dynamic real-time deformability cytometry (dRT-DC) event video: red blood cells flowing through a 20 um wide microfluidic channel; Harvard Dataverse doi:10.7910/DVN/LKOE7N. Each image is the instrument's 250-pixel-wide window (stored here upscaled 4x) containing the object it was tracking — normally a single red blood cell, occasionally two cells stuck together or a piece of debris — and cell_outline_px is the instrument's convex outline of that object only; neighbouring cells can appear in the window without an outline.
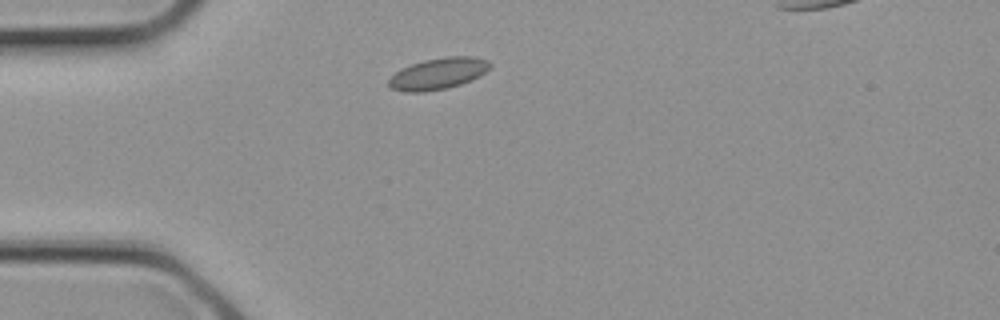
{"species": "common noctule bat (a hibernating species)", "species_latin": "Nyctalus noctula", "temperature_condition": "cold", "stored_images_in_passage": 2, "camera_frame_rate_fps": 3000, "um_per_image_px": 0.085, "animal": {"sex": "female", "body_mass_g": 21.9}, "frame": {"image": 1, "passage_image": 1, "time_ms": 0.0, "image_size_px": [1000, 320], "cell_outline_px": [[492, 64], [480, 76], [472, 80], [448, 88], [424, 92], [404, 92], [392, 88], [388, 84], [388, 80], [396, 72], [412, 64], [424, 60], [444, 56], [476, 56], [488, 60]], "centroid_in_image_um": [37.28, 6.25], "position_along_channel_um": 47.7, "area_um2": 18.55}}